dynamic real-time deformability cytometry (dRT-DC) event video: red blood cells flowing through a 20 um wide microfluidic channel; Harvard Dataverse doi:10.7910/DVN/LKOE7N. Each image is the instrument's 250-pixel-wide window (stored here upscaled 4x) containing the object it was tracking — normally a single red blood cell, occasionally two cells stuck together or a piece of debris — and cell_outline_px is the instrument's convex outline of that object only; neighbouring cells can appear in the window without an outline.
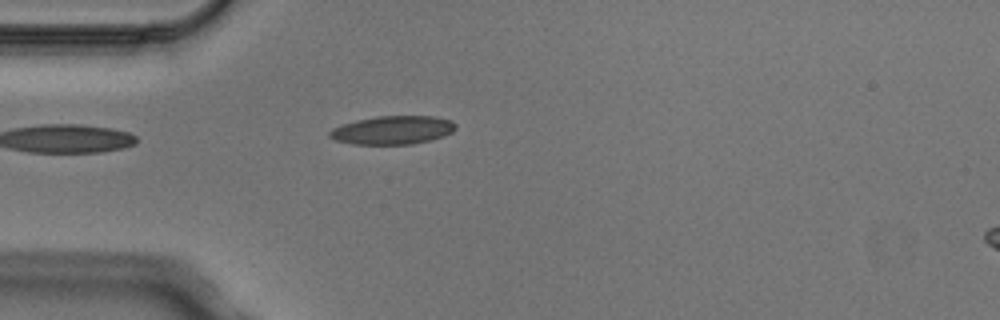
{"species": "Egyptian fruit bat (a non-hibernating species)", "species_latin": "Rousettus aegyptiacus", "temperature_condition": "cold", "stored_images_in_passage": 5, "camera_frame_rate_fps": 3000, "um_per_image_px": 0.085, "animal": {"sex": "male"}, "frame": {"image": 1, "passage_image": 5, "time_ms": 1.333, "image_size_px": [1000, 320], "cell_outline_px": [[456, 128], [452, 132], [444, 136], [432, 140], [412, 144], [352, 144], [336, 140], [328, 136], [328, 132], [332, 128], [356, 120], [376, 116], [436, 116], [452, 120], [456, 124]], "centroid_in_image_um": [33.4, 11.05], "position_along_channel_um": 51.6, "area_um2": 21.04}}